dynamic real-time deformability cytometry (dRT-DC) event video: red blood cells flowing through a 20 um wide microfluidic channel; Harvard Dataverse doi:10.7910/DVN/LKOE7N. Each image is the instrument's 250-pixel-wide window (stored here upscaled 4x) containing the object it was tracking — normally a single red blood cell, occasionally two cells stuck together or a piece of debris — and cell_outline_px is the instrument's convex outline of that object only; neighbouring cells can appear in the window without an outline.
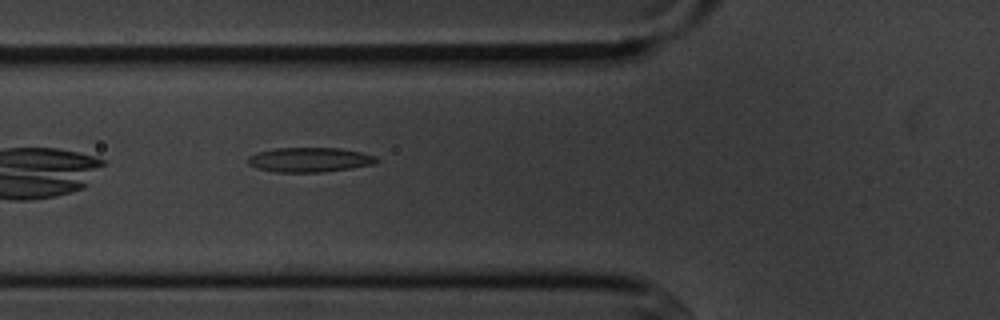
{"species": "common noctule bat (a hibernating species)", "species_latin": "Nyctalus noctula", "temperature_condition": "cold", "stored_images_in_passage": 5, "camera_frame_rate_fps": 3000, "um_per_image_px": 0.085, "animal": {"sex": "male", "body_mass_g": 20.1, "forearm_length_mm": 53.5}, "frame": {"image": 1, "passage_image": 5, "time_ms": 5.667, "image_size_px": [1000, 320], "cell_outline_px": [[380, 160], [376, 164], [320, 172], [276, 172], [256, 168], [248, 164], [248, 156], [256, 152], [276, 148], [340, 148], [360, 152], [376, 156]], "centroid_in_image_um": [26.3, 13.57], "position_along_channel_um": 99.5, "area_um2": 18.44}}